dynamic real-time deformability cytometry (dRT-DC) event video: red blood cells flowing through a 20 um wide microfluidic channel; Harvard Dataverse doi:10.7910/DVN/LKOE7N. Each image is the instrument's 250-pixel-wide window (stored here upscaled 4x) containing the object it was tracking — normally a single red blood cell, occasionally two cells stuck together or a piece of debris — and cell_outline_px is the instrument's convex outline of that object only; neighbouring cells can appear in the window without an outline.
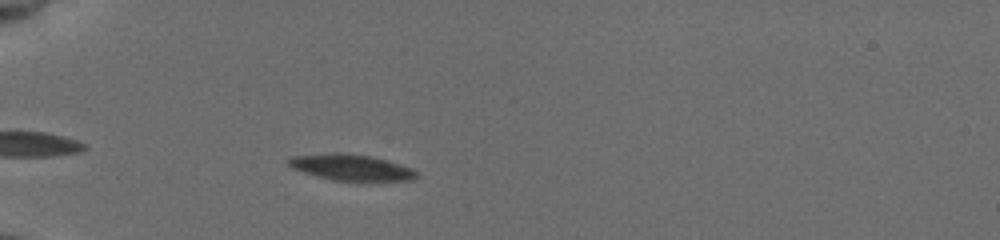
{"species": "common noctule bat (a hibernating species)", "species_latin": "Nyctalus noctula", "temperature_condition": "cold", "stored_images_in_passage": 44, "camera_frame_rate_fps": 3000, "um_per_image_px": 0.085, "animal": {"sex": "female", "body_mass_g": 19.5, "forearm_length_mm": 54.1}, "frame": {"image": 1, "passage_image": 7, "time_ms": 1.667, "image_size_px": [1000, 240], "cell_outline_px": [[416, 176], [412, 180], [332, 180], [292, 168], [288, 164], [288, 160], [292, 156], [336, 152], [372, 156], [408, 168], [416, 172]], "centroid_in_image_um": [29.77, 14.21], "position_along_channel_um": 55.2, "area_um2": 18.73}}
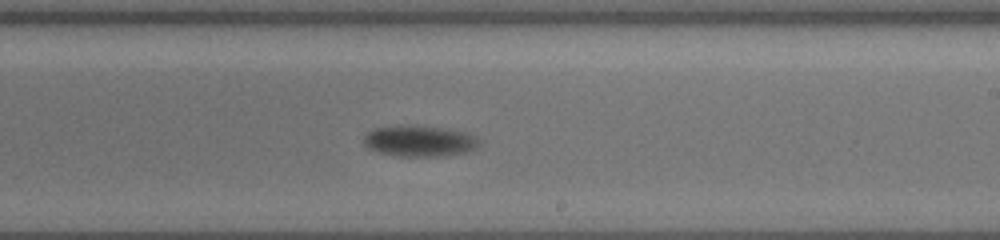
{"frame": {"image": 2, "passage_image": 24, "time_ms": 7.667, "image_size_px": [1000, 240], "cell_outline_px": [[480, 144], [476, 148], [468, 152], [444, 156], [400, 156], [380, 152], [368, 148], [364, 144], [364, 136], [372, 128], [444, 128], [464, 132], [476, 136], [480, 140]], "centroid_in_image_um": [35.73, 12.04], "position_along_channel_um": 253.3, "area_um2": 20.06}}
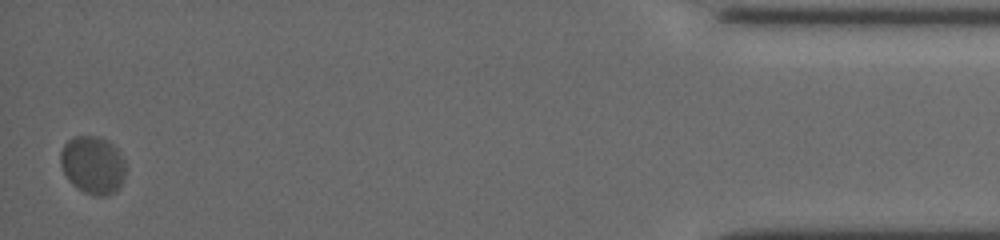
{"frame": {"image": 3, "passage_image": 44, "time_ms": 14.333, "image_size_px": [1000, 240], "cell_outline_px": [[124, 180], [120, 188], [116, 192], [108, 196], [92, 196], [84, 192], [72, 184], [68, 180], [60, 164], [60, 152], [64, 144], [72, 136], [100, 136], [108, 140], [120, 152], [124, 160]], "centroid_in_image_um": [7.89, 14.03], "position_along_channel_um": 427.3, "area_um2": 22.37}, "authors_computed_cell_mechanics": {"area_um2": 20.6924, "velocity_mm_per_s": 3.6828, "shape_relaxation_time_tau1_ms": 6.1335, "shape_relaxation_time_tau2_ms": null, "deformation_change_tau1": 0.0926, "deformation_change_tau2": null}}